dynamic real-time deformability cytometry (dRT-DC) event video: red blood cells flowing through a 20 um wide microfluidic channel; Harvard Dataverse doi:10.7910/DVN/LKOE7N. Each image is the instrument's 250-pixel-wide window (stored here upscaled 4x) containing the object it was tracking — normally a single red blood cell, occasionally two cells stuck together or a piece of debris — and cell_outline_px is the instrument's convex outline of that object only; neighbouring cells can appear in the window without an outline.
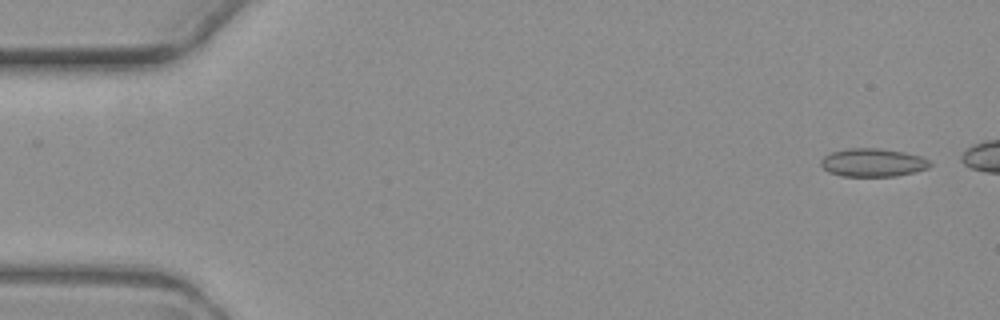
{"species": "common noctule bat (a hibernating species)", "species_latin": "Nyctalus noctula", "temperature_condition": "warm", "stored_images_in_passage": 5, "camera_frame_rate_fps": 3000, "um_per_image_px": 0.085, "animal": {"sex": "female", "body_mass_g": 19.3, "forearm_length_mm": 54.1}, "frame": {"image": 1, "passage_image": 1, "time_ms": 0.0, "image_size_px": [1000, 320], "cell_outline_px": [[932, 164], [928, 168], [916, 172], [896, 176], [844, 176], [828, 172], [820, 164], [820, 160], [824, 156], [832, 152], [848, 148], [880, 148], [904, 152], [920, 156], [928, 160]], "centroid_in_image_um": [74.19, 13.82], "position_along_channel_um": 10.8, "area_um2": 17.98}}